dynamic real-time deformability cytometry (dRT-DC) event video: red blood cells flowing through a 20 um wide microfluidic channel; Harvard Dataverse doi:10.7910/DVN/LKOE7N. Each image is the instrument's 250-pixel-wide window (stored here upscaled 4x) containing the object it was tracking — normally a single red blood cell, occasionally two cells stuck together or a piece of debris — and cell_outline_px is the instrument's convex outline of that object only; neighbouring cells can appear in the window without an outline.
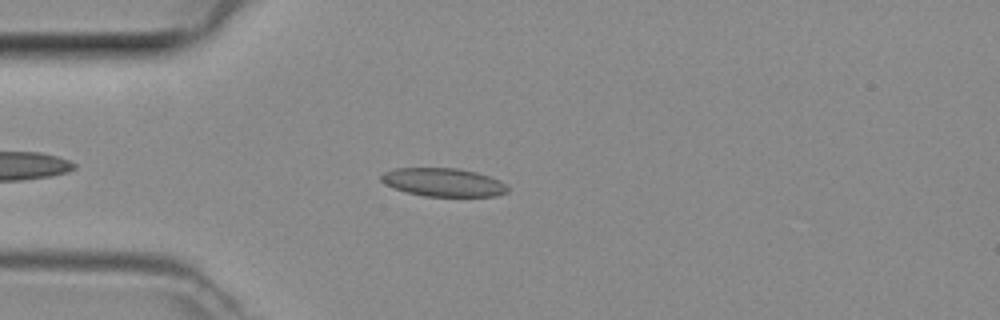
{"species": "common noctule bat (a hibernating species)", "species_latin": "Nyctalus noctula", "temperature_condition": "room temperature", "stored_images_in_passage": 37, "camera_frame_rate_fps": 3000, "um_per_image_px": 0.085, "animal": {"sex": "female", "body_mass_g": 29.2, "forearm_length_mm": 56.3}, "frame": {"image": 1, "passage_image": 4, "time_ms": 1.0, "image_size_px": [1000, 320], "cell_outline_px": [[508, 192], [496, 196], [424, 196], [408, 192], [384, 184], [380, 180], [380, 176], [384, 172], [396, 168], [456, 168], [476, 172], [500, 180], [508, 188]], "centroid_in_image_um": [37.68, 15.49], "position_along_channel_um": 47.3, "area_um2": 20.75}}
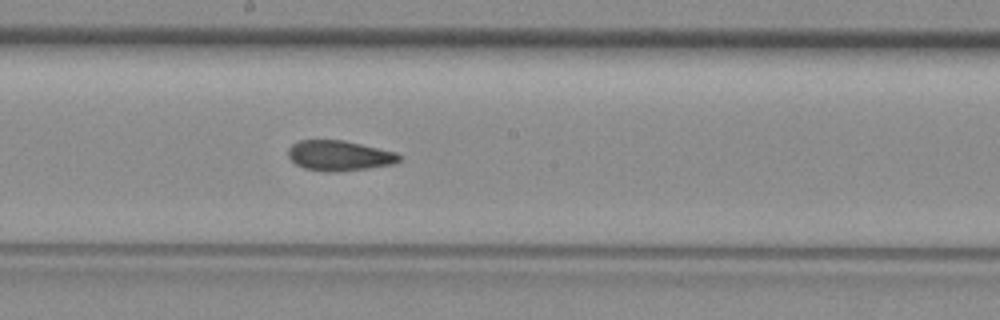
{"frame": {"image": 2, "passage_image": 17, "time_ms": 5.333, "image_size_px": [1000, 320], "cell_outline_px": [[400, 160], [396, 164], [368, 168], [336, 172], [324, 172], [304, 168], [296, 164], [288, 156], [288, 148], [292, 144], [300, 140], [340, 140], [360, 144], [396, 152], [400, 156]], "centroid_in_image_um": [28.83, 13.24], "position_along_channel_um": 219.4, "area_um2": 19.54}}
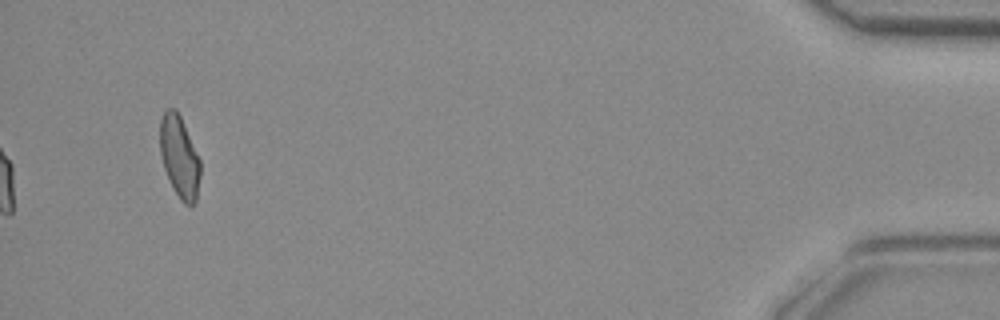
{"frame": {"image": 3, "passage_image": 37, "time_ms": 12.0, "image_size_px": [1000, 320], "cell_outline_px": [[200, 176], [196, 200], [192, 204], [184, 204], [180, 200], [172, 188], [164, 168], [160, 152], [160, 120], [164, 112], [168, 108], [176, 108], [180, 116], [200, 160]], "centroid_in_image_um": [15.24, 13.34], "position_along_channel_um": 420.0, "area_um2": 19.07}}